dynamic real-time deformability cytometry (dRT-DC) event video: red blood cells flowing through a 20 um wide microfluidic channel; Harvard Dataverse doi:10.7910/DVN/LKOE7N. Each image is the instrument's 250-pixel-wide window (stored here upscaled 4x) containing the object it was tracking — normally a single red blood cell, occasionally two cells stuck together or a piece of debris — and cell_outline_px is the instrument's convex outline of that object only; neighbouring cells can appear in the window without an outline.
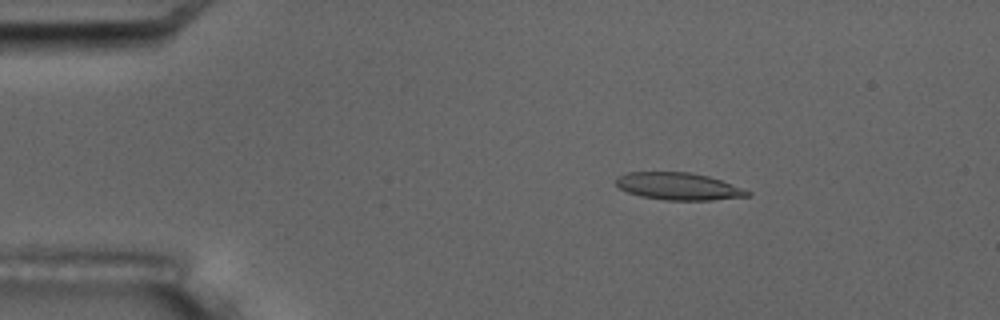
{"species": "common noctule bat (a hibernating species)", "species_latin": "Nyctalus noctula", "temperature_condition": "room temperature", "stored_images_in_passage": 6, "camera_frame_rate_fps": 3000, "um_per_image_px": 0.085, "animal": {"sex": "male", "body_mass_g": 17.5, "forearm_length_mm": 52.3}, "frame": {"image": 1, "passage_image": 3, "time_ms": 2.333, "image_size_px": [1000, 320], "cell_outline_px": [[752, 192], [748, 196], [712, 200], [664, 200], [640, 196], [628, 192], [620, 188], [616, 184], [616, 180], [620, 176], [628, 172], [688, 172], [708, 176], [720, 180]], "centroid_in_image_um": [57.66, 15.84], "position_along_channel_um": 27.3, "area_um2": 20.63}}